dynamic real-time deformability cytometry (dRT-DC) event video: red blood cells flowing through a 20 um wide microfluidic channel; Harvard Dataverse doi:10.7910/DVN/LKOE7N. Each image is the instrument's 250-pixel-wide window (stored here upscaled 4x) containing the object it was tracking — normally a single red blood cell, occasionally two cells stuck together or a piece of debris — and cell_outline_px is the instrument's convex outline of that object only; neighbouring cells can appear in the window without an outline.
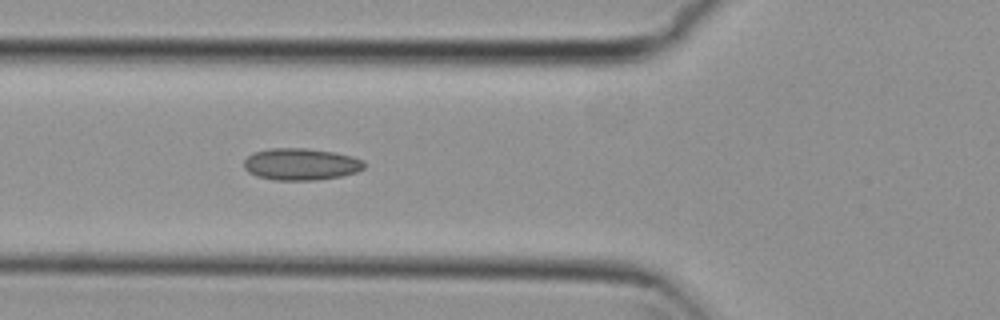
{"species": "common noctule bat (a hibernating species)", "species_latin": "Nyctalus noctula", "temperature_condition": "cold", "stored_images_in_passage": 5, "camera_frame_rate_fps": 3000, "um_per_image_px": 0.085, "animal": {"sex": "female", "body_mass_g": 29.2, "forearm_length_mm": 56.3}, "frame": {"image": 1, "passage_image": 5, "time_ms": 1.333, "image_size_px": [1000, 320], "cell_outline_px": [[364, 168], [356, 172], [340, 176], [316, 180], [276, 180], [256, 176], [248, 172], [244, 168], [244, 160], [252, 152], [268, 148], [308, 148], [332, 152], [352, 156], [364, 160]], "centroid_in_image_um": [25.55, 13.95], "position_along_channel_um": 100.3, "area_um2": 22.43}}